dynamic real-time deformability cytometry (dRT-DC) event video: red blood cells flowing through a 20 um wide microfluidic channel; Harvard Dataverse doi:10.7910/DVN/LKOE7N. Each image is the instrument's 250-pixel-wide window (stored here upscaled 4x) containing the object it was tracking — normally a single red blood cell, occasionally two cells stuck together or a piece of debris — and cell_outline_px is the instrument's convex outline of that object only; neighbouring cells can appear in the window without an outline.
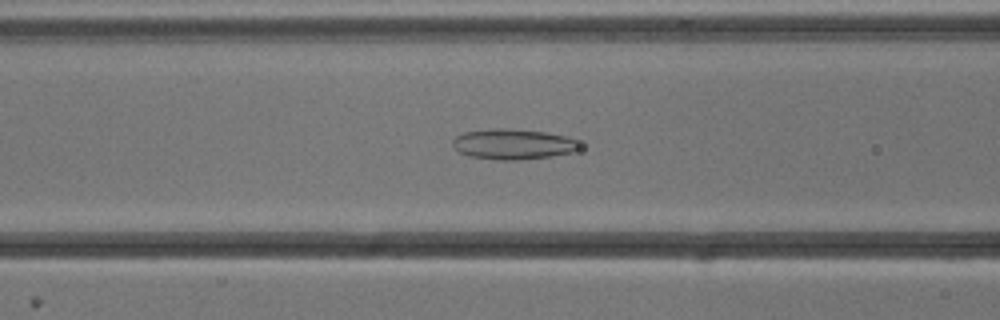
{"species": "common noctule bat (a hibernating species)", "species_latin": "Nyctalus noctula", "temperature_condition": "cold", "stored_images_in_passage": 53, "camera_frame_rate_fps": 3000, "um_per_image_px": 0.085, "animal": {"sex": "male", "body_mass_g": 13.3}, "frame": {"image": 1, "passage_image": 21, "time_ms": 6.667, "image_size_px": [1000, 320], "cell_outline_px": [[580, 148], [572, 152], [552, 156], [516, 160], [496, 160], [468, 156], [460, 152], [452, 144], [452, 140], [456, 136], [464, 132], [492, 128], [508, 128], [548, 132], [568, 136], [576, 140]], "centroid_in_image_um": [43.61, 12.24], "position_along_channel_um": 123.0, "area_um2": 22.66}}
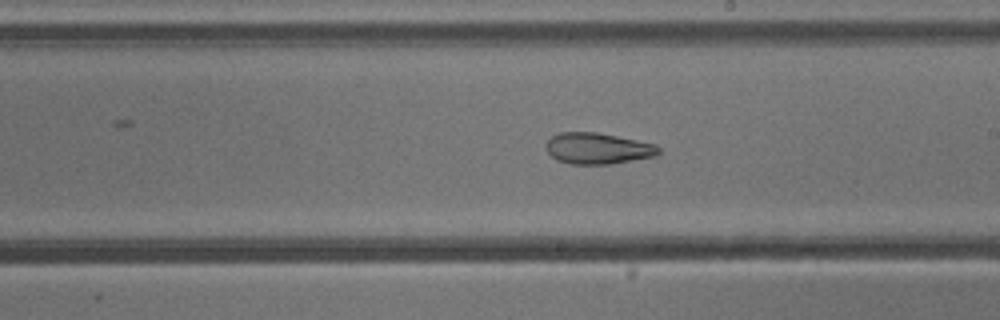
{"frame": {"image": 2, "passage_image": 30, "time_ms": 9.667, "image_size_px": [1000, 320], "cell_outline_px": [[660, 152], [656, 156], [612, 164], [572, 164], [556, 160], [548, 152], [544, 144], [552, 136], [560, 132], [596, 132], [656, 144], [660, 148]], "centroid_in_image_um": [50.81, 12.62], "position_along_channel_um": 238.2, "area_um2": 20.52}}
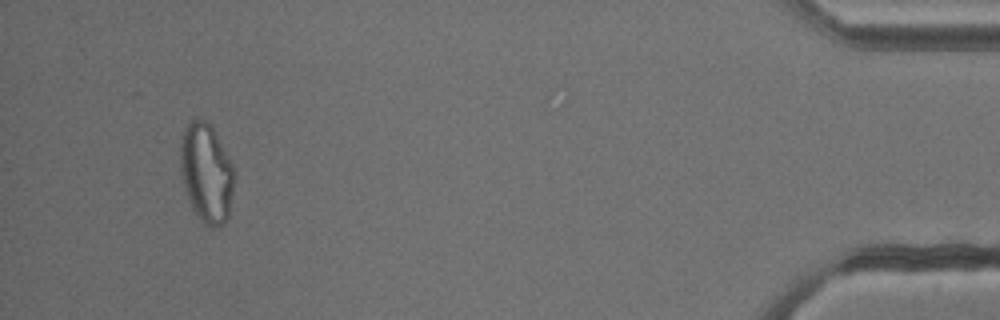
{"frame": {"image": 3, "passage_image": 50, "time_ms": 16.333, "image_size_px": [1000, 320], "cell_outline_px": [[236, 172], [228, 220], [224, 224], [216, 228], [212, 228], [204, 224], [200, 220], [192, 208], [188, 200], [184, 188], [180, 172], [180, 144], [184, 128], [196, 116], [212, 124], [236, 168]], "centroid_in_image_um": [17.57, 14.69], "position_along_channel_um": 417.6, "area_um2": 32.25}, "authors_computed_cell_mechanics": {"area_um2": 28.4376, "velocity_mm_per_s": 3.8313, "shape_relaxation_time_tau1_ms": null, "shape_relaxation_time_tau2_ms": 2.0882, "deformation_change_tau1": null, "deformation_change_tau2": 0.0926}}